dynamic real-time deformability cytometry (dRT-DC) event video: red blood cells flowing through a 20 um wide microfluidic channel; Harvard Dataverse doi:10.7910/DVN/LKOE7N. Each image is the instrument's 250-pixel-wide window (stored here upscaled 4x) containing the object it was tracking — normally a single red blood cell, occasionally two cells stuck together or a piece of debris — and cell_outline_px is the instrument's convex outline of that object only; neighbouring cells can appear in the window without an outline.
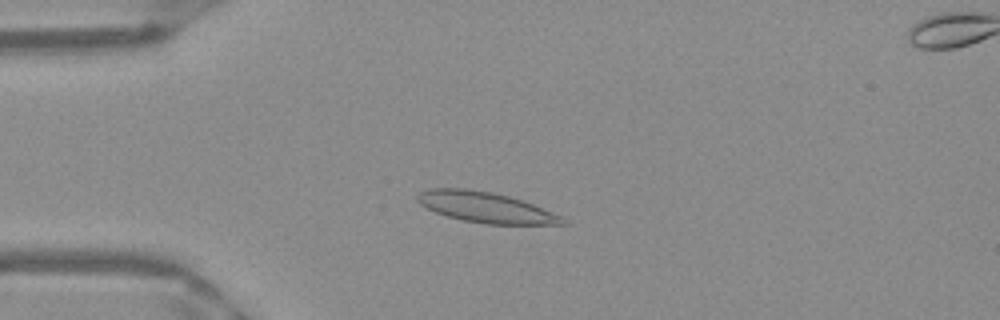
{"species": "Egyptian fruit bat (a non-hibernating species)", "species_latin": "Rousettus aegyptiacus", "temperature_condition": "warm", "stored_images_in_passage": 50, "camera_frame_rate_fps": 3000, "um_per_image_px": 0.085, "frame": {"image": 1, "passage_image": 12, "time_ms": 3.667, "image_size_px": [1000, 320], "cell_outline_px": [[568, 224], [484, 224], [464, 220], [448, 216], [424, 208], [416, 200], [416, 196], [420, 192], [428, 188], [464, 188], [492, 192], [508, 196], [532, 204], [560, 216]], "centroid_in_image_um": [41.2, 17.61], "position_along_channel_um": 43.8, "area_um2": 25.55}}
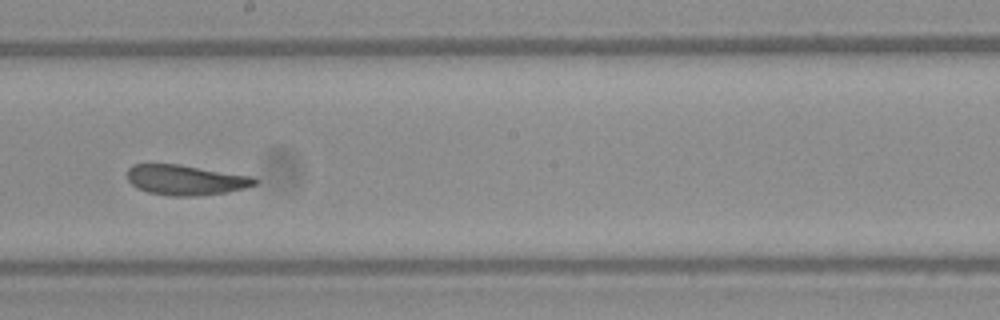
{"frame": {"image": 2, "passage_image": 28, "time_ms": 9.0, "image_size_px": [1000, 320], "cell_outline_px": [[260, 180], [256, 184], [244, 188], [224, 192], [196, 196], [172, 196], [148, 192], [136, 188], [128, 180], [128, 168], [132, 164], [180, 164], [256, 176]], "centroid_in_image_um": [15.82, 15.28], "position_along_channel_um": 232.4, "area_um2": 22.66}}
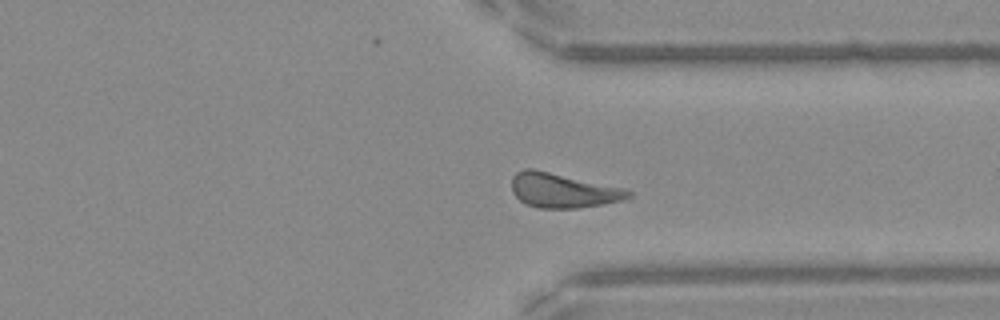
{"frame": {"image": 3, "passage_image": 38, "time_ms": 12.333, "image_size_px": [1000, 320], "cell_outline_px": [[632, 196], [620, 200], [580, 208], [536, 208], [520, 200], [512, 192], [512, 176], [516, 172], [524, 168], [532, 168], [628, 188], [632, 192]], "centroid_in_image_um": [47.85, 16.17], "position_along_channel_um": 363.5, "area_um2": 23.64}, "authors_computed_cell_mechanics": {"area_um2": 23.5824, "velocity_mm_per_s": 3.935, "shape_relaxation_time_tau1_ms": 6.8958, "shape_relaxation_time_tau2_ms": 1.4916, "deformation_change_tau1": 0.1575, "deformation_change_tau2": 0.0821}}